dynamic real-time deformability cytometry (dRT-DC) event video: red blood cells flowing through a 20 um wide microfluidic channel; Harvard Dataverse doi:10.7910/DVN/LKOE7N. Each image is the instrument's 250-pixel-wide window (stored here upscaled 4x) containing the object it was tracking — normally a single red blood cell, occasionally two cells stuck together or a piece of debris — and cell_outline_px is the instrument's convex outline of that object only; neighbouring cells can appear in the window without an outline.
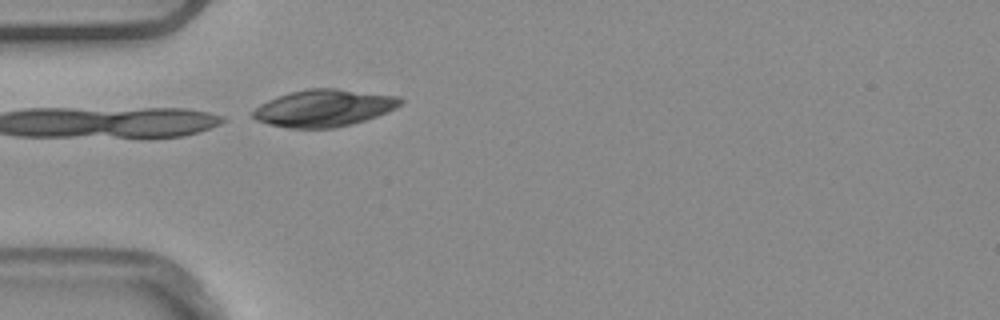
{"species": "common noctule bat (a hibernating species)", "species_latin": "Nyctalus noctula", "temperature_condition": "warm", "stored_images_in_passage": 3, "camera_frame_rate_fps": 3000, "um_per_image_px": 0.085, "animal": {"sex": "male", "body_mass_g": 20.4}, "frame": {"image": 1, "passage_image": 3, "time_ms": 0.667, "image_size_px": [1000, 320], "cell_outline_px": [[404, 100], [396, 108], [376, 116], [352, 124], [332, 128], [288, 128], [268, 124], [256, 120], [252, 116], [252, 112], [260, 104], [276, 96], [308, 88], [336, 88], [400, 96]], "centroid_in_image_um": [27.53, 9.18], "position_along_channel_um": 57.5, "area_um2": 31.85}}